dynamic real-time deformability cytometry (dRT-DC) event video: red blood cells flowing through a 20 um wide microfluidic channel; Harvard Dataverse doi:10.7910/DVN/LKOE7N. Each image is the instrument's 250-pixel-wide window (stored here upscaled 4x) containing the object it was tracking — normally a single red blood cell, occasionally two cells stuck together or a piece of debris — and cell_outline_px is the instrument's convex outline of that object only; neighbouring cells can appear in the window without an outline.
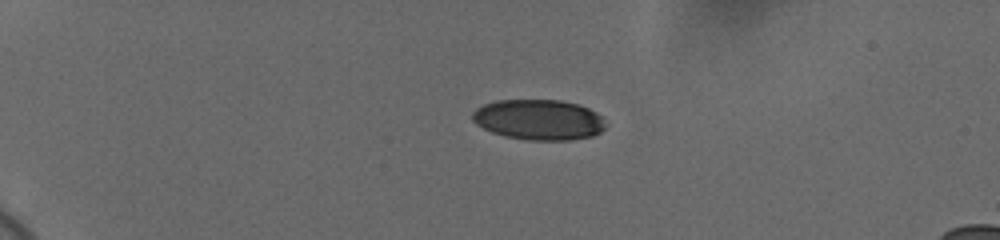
{"species": "human", "species_latin": "Homo sapiens", "temperature_condition": "cold", "stored_images_in_passage": 44, "camera_frame_rate_fps": 3000, "um_per_image_px": 0.085, "donor": {"sex": "female"}, "frame": {"image": 1, "passage_image": 1, "time_ms": 0.0, "image_size_px": [1000, 240], "cell_outline_px": [[604, 128], [600, 132], [592, 136], [568, 140], [528, 140], [504, 136], [492, 132], [476, 124], [472, 120], [472, 112], [476, 108], [484, 104], [496, 100], [560, 100], [576, 104], [588, 108], [596, 112], [600, 116], [604, 124]], "centroid_in_image_um": [45.75, 10.17], "position_along_channel_um": 39.2, "area_um2": 31.27}}
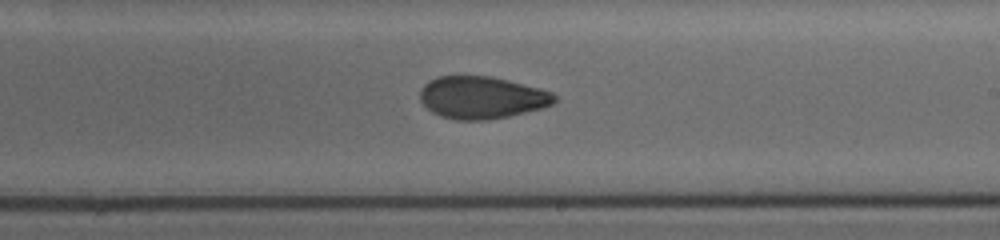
{"frame": {"image": 2, "passage_image": 24, "time_ms": 7.667, "image_size_px": [1000, 240], "cell_outline_px": [[556, 100], [552, 104], [540, 108], [508, 116], [488, 120], [456, 120], [440, 116], [432, 112], [420, 100], [420, 88], [428, 80], [436, 76], [492, 76], [540, 88], [552, 92], [556, 96]], "centroid_in_image_um": [40.92, 8.28], "position_along_channel_um": 248.1, "area_um2": 33.18}}
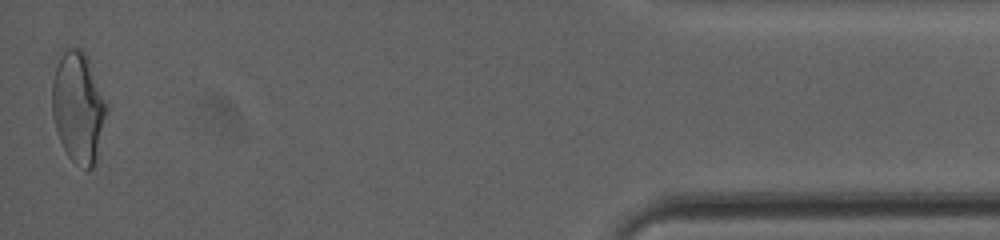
{"frame": {"image": 3, "passage_image": 44, "time_ms": 14.333, "image_size_px": [1000, 240], "cell_outline_px": [[108, 108], [96, 164], [88, 172], [72, 160], [68, 156], [60, 140], [52, 116], [52, 80], [56, 64], [64, 52], [68, 48], [80, 48], [88, 56], [108, 104]], "centroid_in_image_um": [6.68, 9.14], "position_along_channel_um": 428.5, "area_um2": 35.6}, "authors_computed_cell_mechanics": {"area_um2": 33.2928, "velocity_mm_per_s": 3.6763, "shape_relaxation_time_tau1_ms": null, "shape_relaxation_time_tau2_ms": 1.9333, "deformation_change_tau1": null, "deformation_change_tau2": 0.0713}}